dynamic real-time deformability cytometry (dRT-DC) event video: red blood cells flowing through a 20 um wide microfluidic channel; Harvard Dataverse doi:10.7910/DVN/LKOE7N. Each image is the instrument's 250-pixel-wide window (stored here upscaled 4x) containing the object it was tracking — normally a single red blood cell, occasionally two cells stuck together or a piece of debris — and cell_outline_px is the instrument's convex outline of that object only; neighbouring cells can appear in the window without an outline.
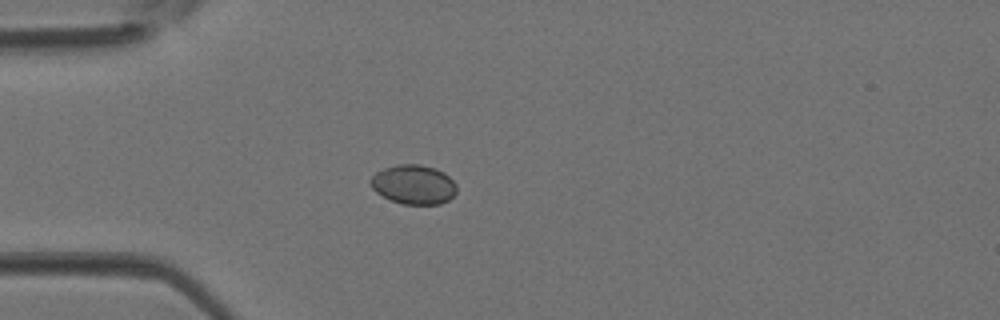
{"species": "Egyptian fruit bat (a non-hibernating species)", "species_latin": "Rousettus aegyptiacus", "temperature_condition": "room temperature", "stored_images_in_passage": 3, "camera_frame_rate_fps": 3000, "um_per_image_px": 0.085, "animal": {"sex": "female"}, "frame": {"image": 1, "passage_image": 3, "time_ms": 0.667, "image_size_px": [1000, 320], "cell_outline_px": [[456, 192], [448, 200], [440, 204], [404, 204], [392, 200], [376, 192], [372, 188], [368, 180], [376, 172], [384, 168], [396, 164], [420, 164], [436, 168], [444, 172], [456, 184]], "centroid_in_image_um": [35.15, 15.67], "position_along_channel_um": 49.9, "area_um2": 19.77}}